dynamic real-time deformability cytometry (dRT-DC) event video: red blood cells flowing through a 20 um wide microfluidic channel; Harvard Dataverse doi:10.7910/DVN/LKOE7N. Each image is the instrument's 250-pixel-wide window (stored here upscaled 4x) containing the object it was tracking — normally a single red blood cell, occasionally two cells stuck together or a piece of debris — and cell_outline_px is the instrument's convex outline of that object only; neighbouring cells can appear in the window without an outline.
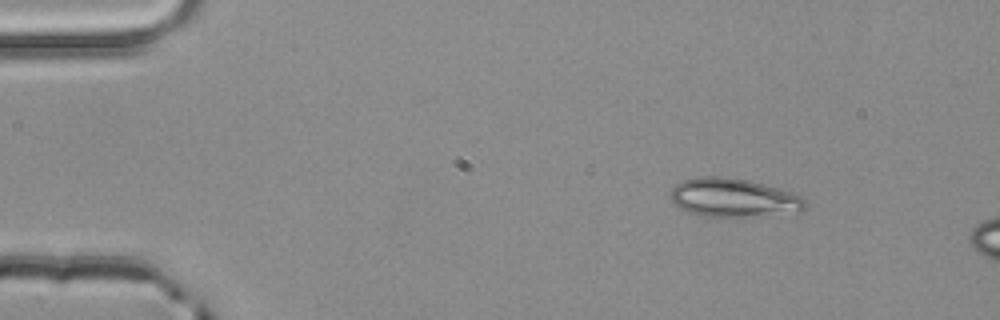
{"species": "common noctule bat (a hibernating species)", "species_latin": "Nyctalus noctula", "temperature_condition": "room temperature", "stored_images_in_passage": 2, "camera_frame_rate_fps": 3000, "um_per_image_px": 0.085, "animal": {"sex": "male", "body_mass_g": 20.4}, "frame": {"image": 1, "passage_image": 2, "time_ms": 0.333, "image_size_px": [1000, 320], "cell_outline_px": [[804, 208], [800, 212], [712, 220], [684, 212], [668, 200], [672, 188], [676, 184], [684, 180], [700, 176], [724, 176], [748, 180], [780, 188], [804, 196]], "centroid_in_image_um": [62.27, 16.85], "position_along_channel_um": 22.7, "area_um2": 31.62}}